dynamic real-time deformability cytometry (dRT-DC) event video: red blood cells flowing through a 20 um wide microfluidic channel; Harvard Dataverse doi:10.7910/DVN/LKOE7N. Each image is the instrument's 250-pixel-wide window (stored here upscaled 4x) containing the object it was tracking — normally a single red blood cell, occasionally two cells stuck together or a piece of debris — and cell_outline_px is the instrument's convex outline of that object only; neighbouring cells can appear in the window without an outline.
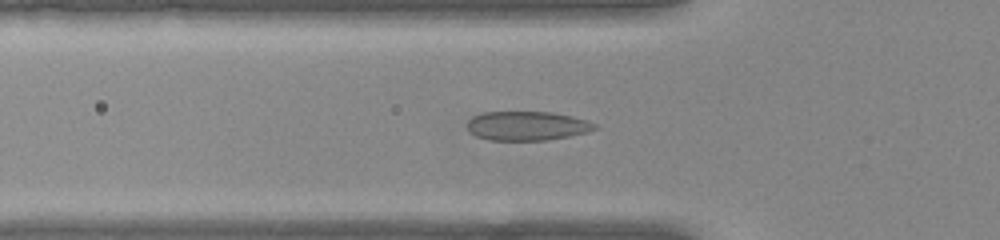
{"species": "common noctule bat (a hibernating species)", "species_latin": "Nyctalus noctula", "temperature_condition": "warm", "stored_images_in_passage": 51, "camera_frame_rate_fps": 3000, "um_per_image_px": 0.085, "animal": {"sex": "female", "body_mass_g": 22.0, "forearm_length_mm": 56.7}, "frame": {"image": 1, "passage_image": 16, "time_ms": 5.0, "image_size_px": [1000, 240], "cell_outline_px": [[596, 128], [588, 132], [568, 136], [544, 140], [488, 140], [476, 136], [468, 128], [468, 120], [472, 116], [484, 112], [552, 112], [572, 116], [588, 120], [596, 124]], "centroid_in_image_um": [44.8, 10.69], "position_along_channel_um": 81.0, "area_um2": 21.56}}
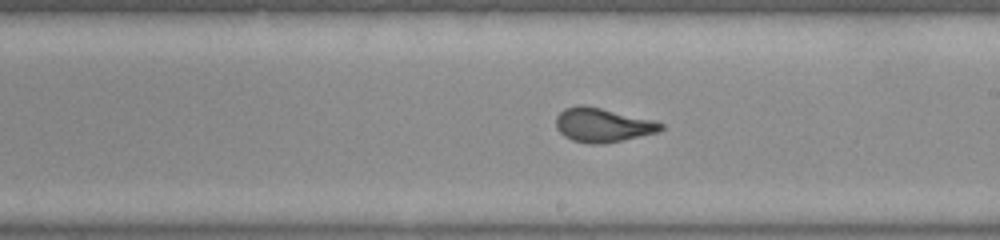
{"frame": {"image": 2, "passage_image": 28, "time_ms": 9.0, "image_size_px": [1000, 240], "cell_outline_px": [[664, 128], [656, 132], [604, 144], [588, 144], [572, 140], [564, 136], [556, 128], [556, 116], [564, 108], [580, 104], [584, 104], [652, 120], [664, 124]], "centroid_in_image_um": [51.17, 10.62], "position_along_channel_um": 237.8, "area_um2": 20.69}}
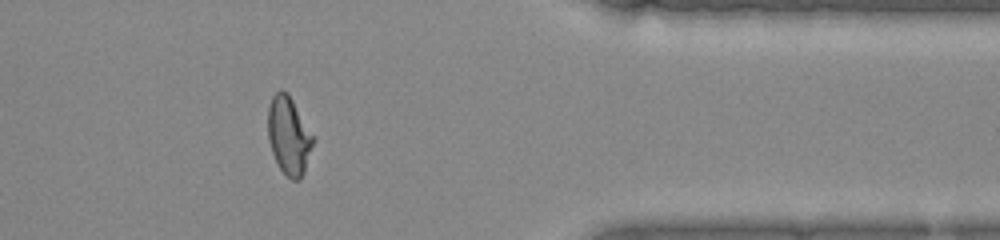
{"frame": {"image": 3, "passage_image": 41, "time_ms": 13.333, "image_size_px": [1000, 240], "cell_outline_px": [[316, 140], [304, 172], [300, 180], [292, 180], [280, 168], [272, 152], [268, 140], [268, 108], [272, 96], [280, 88], [288, 92]], "centroid_in_image_um": [24.56, 11.51], "position_along_channel_um": 386.8, "area_um2": 20.63}, "authors_computed_cell_mechanics": {"area_um2": 20.9236, "velocity_mm_per_s": 3.9081, "shape_relaxation_time_tau1_ms": 8.4003, "shape_relaxation_time_tau2_ms": null, "deformation_change_tau1": 0.2401, "deformation_change_tau2": null}}